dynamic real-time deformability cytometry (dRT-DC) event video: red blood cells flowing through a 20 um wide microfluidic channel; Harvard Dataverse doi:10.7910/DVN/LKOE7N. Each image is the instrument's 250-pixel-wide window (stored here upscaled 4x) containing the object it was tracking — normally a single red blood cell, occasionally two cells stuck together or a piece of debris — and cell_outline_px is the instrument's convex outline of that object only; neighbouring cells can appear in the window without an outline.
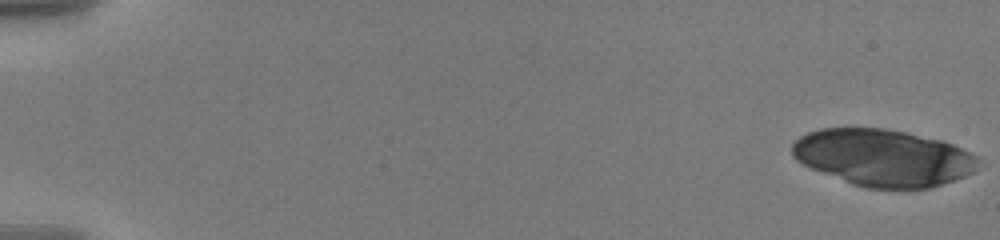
{"species": "human", "species_latin": "Homo sapiens", "temperature_condition": "warm", "stored_images_in_passage": 21, "camera_frame_rate_fps": 3000, "um_per_image_px": 0.085, "donor": {"sex": "male"}, "frame": {"image": 1, "passage_image": 1, "time_ms": 0.0, "image_size_px": [1000, 240], "cell_outline_px": [[980, 160], [976, 172], [928, 188], [908, 192], [864, 188], [852, 184], [812, 168], [796, 160], [792, 156], [792, 144], [800, 136], [808, 132], [820, 128], [884, 128], [908, 132], [940, 140], [952, 144], [976, 156]], "centroid_in_image_um": [75.09, 13.43], "position_along_channel_um": 9.9, "area_um2": 62.42}}